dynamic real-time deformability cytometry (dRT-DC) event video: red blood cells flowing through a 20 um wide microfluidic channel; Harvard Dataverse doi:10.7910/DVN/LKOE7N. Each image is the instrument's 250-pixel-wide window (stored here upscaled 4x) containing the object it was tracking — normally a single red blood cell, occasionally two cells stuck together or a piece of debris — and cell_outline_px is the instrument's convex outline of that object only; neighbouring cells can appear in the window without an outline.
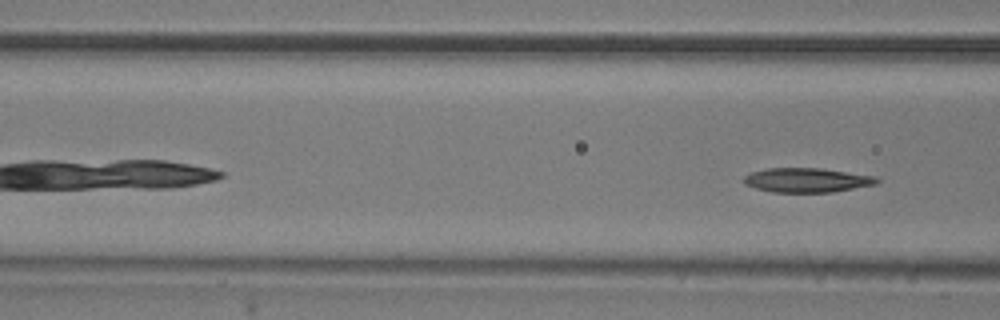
{"species": "common noctule bat (a hibernating species)", "species_latin": "Nyctalus noctula", "temperature_condition": "room temperature", "stored_images_in_passage": 21, "segment_of_instrument_passage": [2, 2], "camera_frame_rate_fps": 3000, "um_per_image_px": 0.085, "animal": {"sex": "male", "body_mass_g": 20.5, "forearm_length_mm": 52.5}, "frame": {"image": 1, "passage_image": 21, "time_ms": 6.667, "image_size_px": [1000, 320], "cell_outline_px": [[880, 180], [876, 184], [832, 192], [772, 192], [756, 188], [744, 184], [744, 176], [752, 172], [768, 168], [820, 168], [876, 176]], "centroid_in_image_um": [68.59, 15.31], "position_along_channel_um": 98.0, "area_um2": 18.79}}